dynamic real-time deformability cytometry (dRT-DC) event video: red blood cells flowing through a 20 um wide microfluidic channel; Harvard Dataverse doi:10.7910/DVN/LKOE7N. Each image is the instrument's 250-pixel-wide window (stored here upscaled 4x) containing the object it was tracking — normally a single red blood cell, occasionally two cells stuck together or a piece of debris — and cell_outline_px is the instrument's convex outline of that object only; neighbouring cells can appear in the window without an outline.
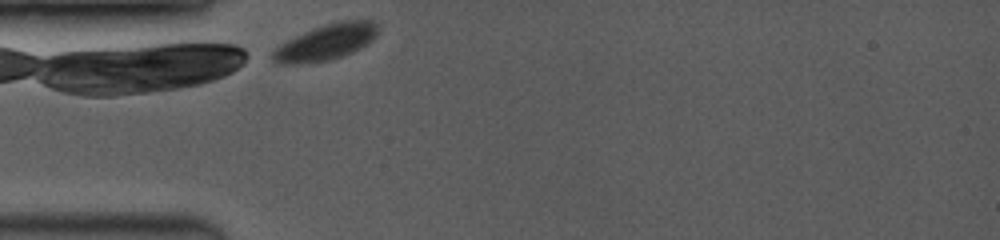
{"species": "common noctule bat (a hibernating species)", "species_latin": "Nyctalus noctula", "temperature_condition": "room temperature", "stored_images_in_passage": 29, "camera_frame_rate_fps": 3500, "um_per_image_px": 0.085, "animal": {"sex": "female", "body_mass_g": 19.0, "forearm_length_mm": 53.3}, "frame": {"image": 1, "passage_image": 1, "time_ms": 0.0, "image_size_px": [1000, 240], "cell_outline_px": [[380, 28], [376, 36], [368, 44], [352, 52], [328, 60], [296, 64], [280, 64], [272, 60], [272, 52], [280, 44], [312, 28], [344, 20], [372, 20]], "centroid_in_image_um": [27.73, 3.58], "position_along_channel_um": 57.3, "area_um2": 21.73}}
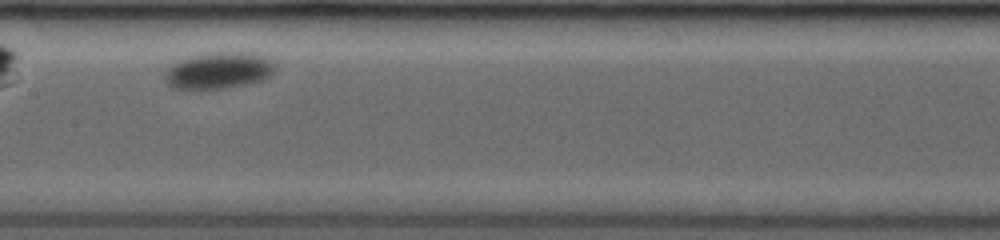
{"frame": {"image": 2, "passage_image": 15, "time_ms": 4.0, "image_size_px": [1000, 240], "cell_outline_px": [[276, 64], [272, 72], [264, 80], [248, 84], [228, 88], [200, 92], [172, 88], [164, 80], [164, 76], [168, 68], [180, 60], [192, 56], [212, 52], [248, 52], [268, 56], [276, 60]], "centroid_in_image_um": [18.61, 6.03], "position_along_channel_um": 188.8, "area_um2": 24.39}}
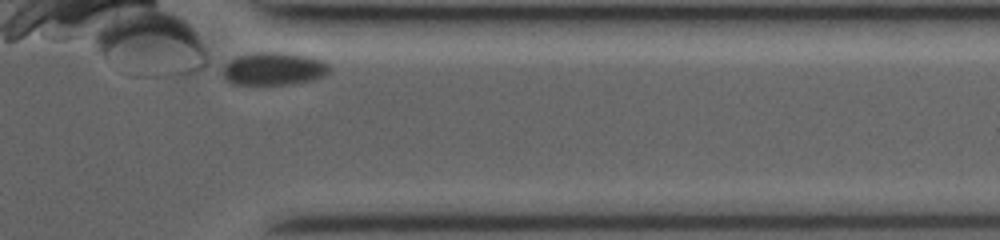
{"frame": {"image": 3, "passage_image": 29, "time_ms": 9.714, "image_size_px": [1000, 240], "cell_outline_px": [[332, 68], [324, 76], [312, 80], [288, 84], [236, 84], [228, 80], [224, 76], [224, 64], [240, 56], [268, 52], [276, 52], [308, 56], [320, 60], [328, 64]], "centroid_in_image_um": [23.33, 5.86], "position_along_channel_um": 388.1, "area_um2": 19.83}, "authors_computed_cell_mechanics": {"area_um2": 21.964, "velocity_mm_per_s": 3.4127, "shape_relaxation_time_tau1_ms": 3.4395, "shape_relaxation_time_tau2_ms": null, "deformation_change_tau1": 0.0792, "deformation_change_tau2": null}}